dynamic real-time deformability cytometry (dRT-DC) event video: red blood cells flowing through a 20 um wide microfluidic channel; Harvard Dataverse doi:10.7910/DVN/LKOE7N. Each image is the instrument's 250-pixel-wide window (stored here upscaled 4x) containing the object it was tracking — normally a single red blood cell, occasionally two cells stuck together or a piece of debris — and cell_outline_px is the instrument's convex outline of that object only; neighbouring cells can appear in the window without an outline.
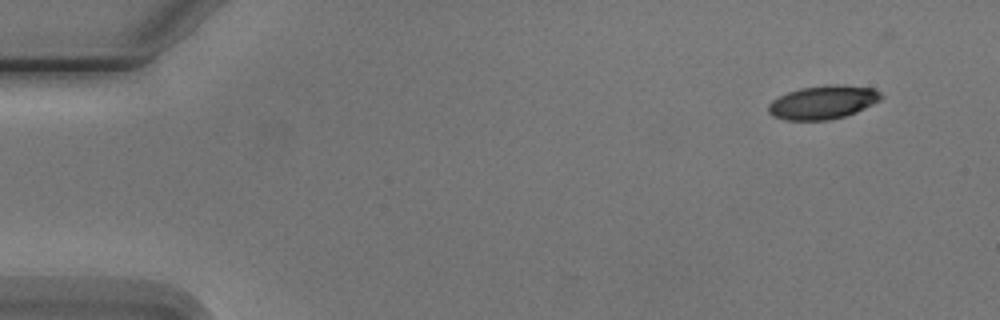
{"species": "Egyptian fruit bat (a non-hibernating species)", "species_latin": "Rousettus aegyptiacus", "temperature_condition": "cold", "stored_images_in_passage": 6, "camera_frame_rate_fps": 3000, "um_per_image_px": 0.085, "animal": {"sex": "male"}, "frame": {"image": 1, "passage_image": 1, "time_ms": 0.0, "image_size_px": [1000, 320], "cell_outline_px": [[884, 96], [880, 100], [856, 112], [844, 116], [828, 120], [784, 120], [772, 116], [768, 112], [768, 104], [772, 100], [788, 92], [800, 88], [824, 84], [836, 84], [872, 88], [880, 92]], "centroid_in_image_um": [69.93, 8.69], "position_along_channel_um": 15.1, "area_um2": 22.08}}
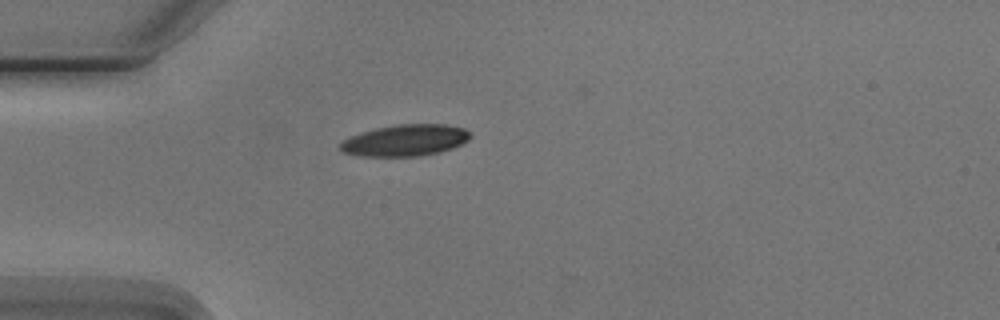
{"frame": {"image": 2, "passage_image": 4, "time_ms": 3.667, "image_size_px": [1000, 320], "cell_outline_px": [[472, 136], [468, 140], [452, 148], [440, 152], [420, 156], [360, 156], [344, 152], [340, 148], [340, 144], [344, 140], [352, 136], [376, 128], [400, 124], [448, 124], [464, 128]], "centroid_in_image_um": [34.49, 11.93], "position_along_channel_um": 50.5, "area_um2": 23.64}}
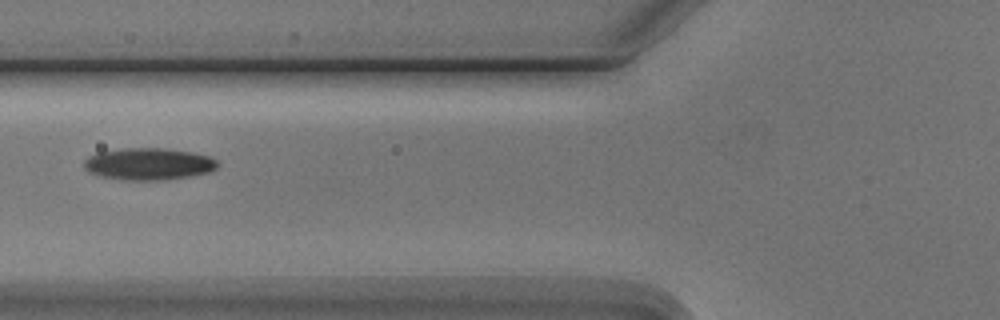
{"frame": {"image": 3, "passage_image": 6, "time_ms": 5.667, "image_size_px": [1000, 320], "cell_outline_px": [[216, 168], [208, 172], [192, 176], [164, 180], [124, 180], [100, 176], [88, 172], [84, 168], [84, 160], [88, 156], [100, 152], [124, 148], [164, 148], [192, 152], [208, 156], [216, 160]], "centroid_in_image_um": [12.6, 13.94], "position_along_channel_um": 113.2, "area_um2": 24.85}}